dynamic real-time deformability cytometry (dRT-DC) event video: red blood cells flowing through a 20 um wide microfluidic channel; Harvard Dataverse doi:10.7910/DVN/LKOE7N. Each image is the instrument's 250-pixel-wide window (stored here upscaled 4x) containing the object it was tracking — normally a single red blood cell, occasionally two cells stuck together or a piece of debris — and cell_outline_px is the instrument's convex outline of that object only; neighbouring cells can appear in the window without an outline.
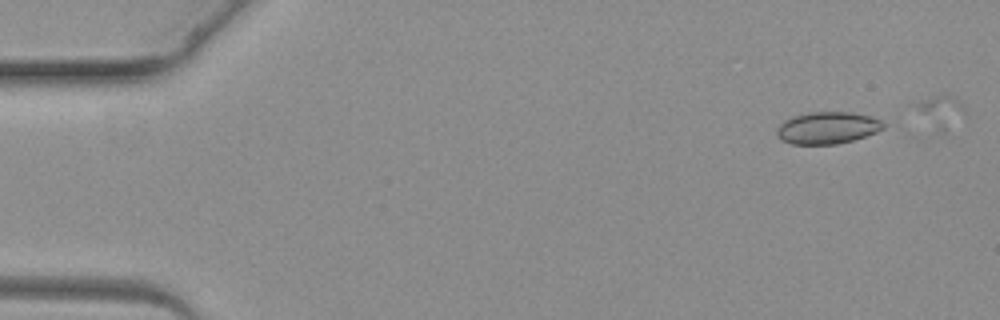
{"species": "common noctule bat (a hibernating species)", "species_latin": "Nyctalus noctula", "temperature_condition": "warm", "stored_images_in_passage": 4, "camera_frame_rate_fps": 3000, "um_per_image_px": 0.085, "animal": {"sex": "female", "body_mass_g": 19.3, "forearm_length_mm": 54.1}, "frame": {"image": 1, "passage_image": 1, "time_ms": 0.0, "image_size_px": [1000, 320], "cell_outline_px": [[884, 128], [876, 132], [852, 140], [836, 144], [792, 144], [784, 140], [776, 132], [776, 128], [784, 120], [792, 116], [808, 112], [848, 112], [868, 116], [880, 120], [884, 124]], "centroid_in_image_um": [70.31, 10.86], "position_along_channel_um": 14.7, "area_um2": 19.59}}
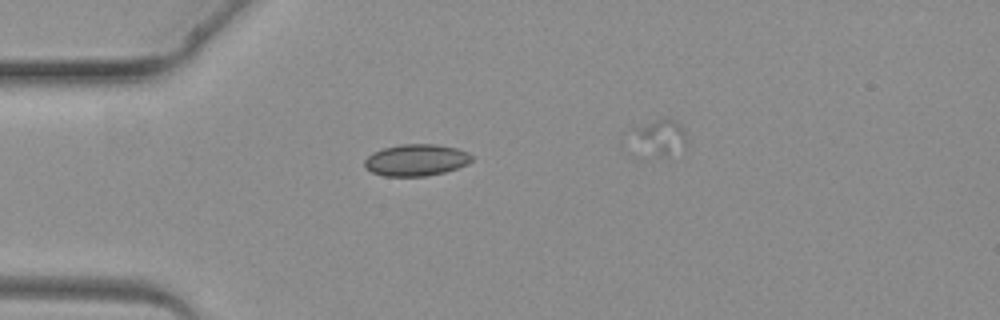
{"frame": {"image": 2, "passage_image": 3, "time_ms": 2.667, "image_size_px": [1000, 320], "cell_outline_px": [[472, 160], [468, 164], [444, 172], [424, 176], [384, 176], [372, 172], [364, 168], [364, 160], [372, 152], [384, 148], [400, 144], [436, 144], [456, 148], [468, 152], [472, 156]], "centroid_in_image_um": [35.35, 13.6], "position_along_channel_um": 49.6, "area_um2": 19.83}}